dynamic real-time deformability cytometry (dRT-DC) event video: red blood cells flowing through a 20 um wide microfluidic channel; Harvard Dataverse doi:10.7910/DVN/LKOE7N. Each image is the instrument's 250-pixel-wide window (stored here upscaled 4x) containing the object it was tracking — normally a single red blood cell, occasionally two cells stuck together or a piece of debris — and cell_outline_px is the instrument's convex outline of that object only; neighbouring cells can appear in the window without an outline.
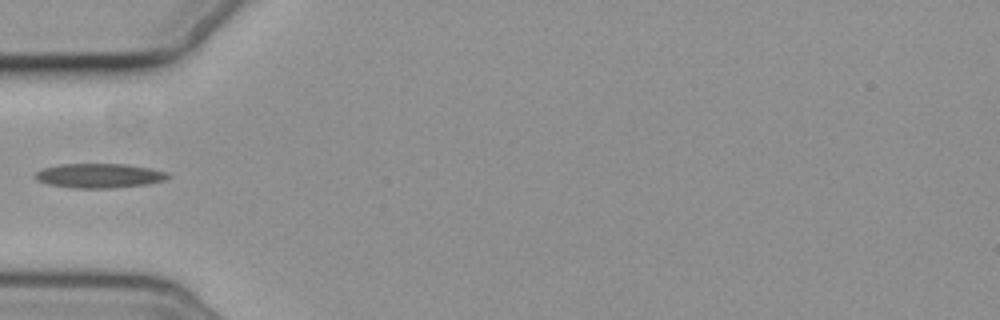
{"species": "common noctule bat (a hibernating species)", "species_latin": "Nyctalus noctula", "temperature_condition": "cold", "stored_images_in_passage": 4, "camera_frame_rate_fps": 3000, "um_per_image_px": 0.085, "animal": {"sex": "female", "body_mass_g": 19.3, "forearm_length_mm": 54.1}, "frame": {"image": 1, "passage_image": 4, "time_ms": 3.333, "image_size_px": [1000, 320], "cell_outline_px": [[172, 176], [164, 180], [148, 184], [108, 188], [76, 188], [48, 184], [36, 180], [32, 176], [36, 172], [44, 168], [60, 164], [128, 164], [168, 172]], "centroid_in_image_um": [8.43, 14.93], "position_along_channel_um": 76.6, "area_um2": 18.9}}